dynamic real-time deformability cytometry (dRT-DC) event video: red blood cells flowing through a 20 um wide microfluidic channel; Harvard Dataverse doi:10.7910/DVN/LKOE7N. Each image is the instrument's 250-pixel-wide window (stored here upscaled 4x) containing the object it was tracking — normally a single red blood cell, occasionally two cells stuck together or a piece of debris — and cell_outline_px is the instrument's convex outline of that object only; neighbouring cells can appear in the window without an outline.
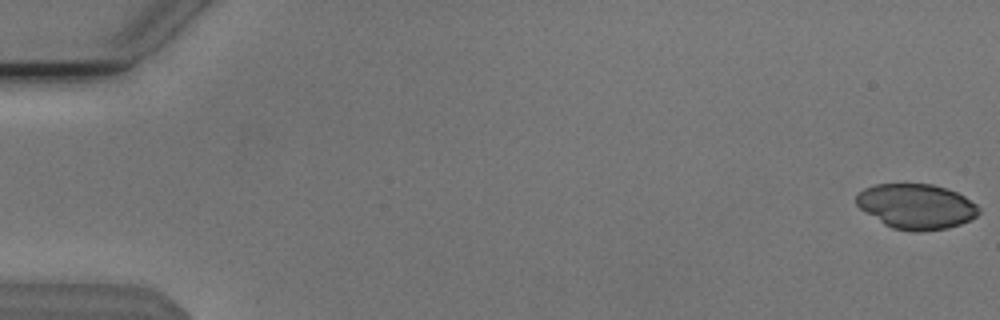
{"species": "Egyptian fruit bat (a non-hibernating species)", "species_latin": "Rousettus aegyptiacus", "temperature_condition": "cold", "stored_images_in_passage": 49, "camera_frame_rate_fps": 3000, "um_per_image_px": 0.085, "animal": {"sex": "male"}, "frame": {"image": 1, "passage_image": 1, "time_ms": 0.0, "image_size_px": [1000, 320], "cell_outline_px": [[980, 212], [976, 216], [960, 224], [948, 228], [924, 232], [912, 232], [892, 228], [884, 224], [860, 208], [856, 204], [856, 196], [864, 188], [876, 184], [932, 184], [956, 192], [964, 196], [976, 204], [980, 208]], "centroid_in_image_um": [77.89, 17.56], "position_along_channel_um": 7.1, "area_um2": 32.14}}